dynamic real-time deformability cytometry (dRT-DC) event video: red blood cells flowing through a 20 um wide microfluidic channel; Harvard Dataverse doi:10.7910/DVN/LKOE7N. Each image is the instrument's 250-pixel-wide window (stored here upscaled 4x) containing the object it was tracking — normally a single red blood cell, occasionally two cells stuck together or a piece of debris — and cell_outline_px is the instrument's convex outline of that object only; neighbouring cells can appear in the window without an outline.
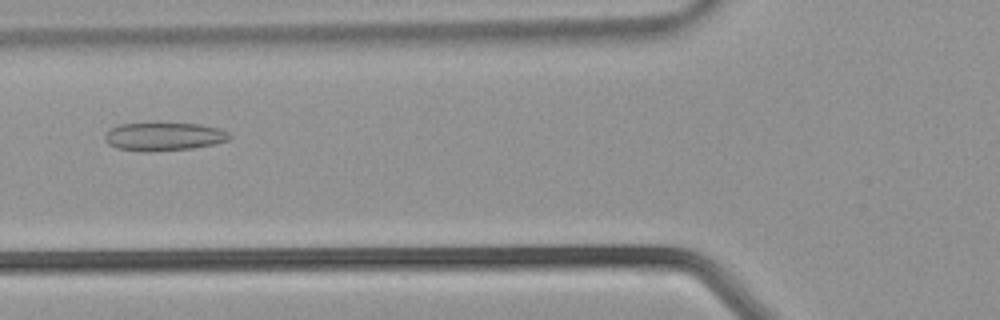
{"species": "common noctule bat (a hibernating species)", "species_latin": "Nyctalus noctula", "temperature_condition": "warm", "stored_images_in_passage": 28, "camera_frame_rate_fps": 3000, "um_per_image_px": 0.085, "animal": {"sex": "male", "body_mass_g": 21.5, "forearm_length_mm": 52.0}, "frame": {"image": 1, "passage_image": 5, "time_ms": 1.333, "image_size_px": [1000, 320], "cell_outline_px": [[232, 136], [228, 140], [212, 144], [192, 148], [148, 152], [116, 148], [108, 144], [104, 140], [104, 136], [108, 128], [120, 124], [200, 124], [220, 128], [228, 132]], "centroid_in_image_um": [13.9, 11.61], "position_along_channel_um": 111.9, "area_um2": 20.4}}
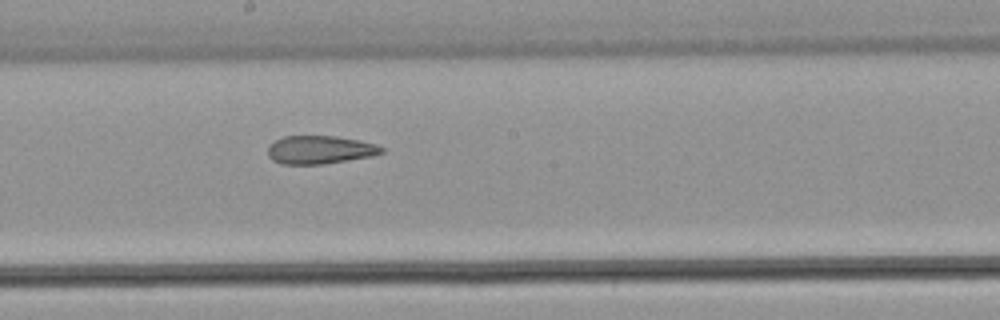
{"frame": {"image": 2, "passage_image": 11, "time_ms": 3.333, "image_size_px": [1000, 320], "cell_outline_px": [[384, 152], [372, 156], [324, 164], [280, 164], [272, 160], [268, 156], [268, 148], [276, 140], [284, 136], [336, 136], [376, 144], [384, 148]], "centroid_in_image_um": [27.19, 12.74], "position_along_channel_um": 221.0, "area_um2": 18.61}}
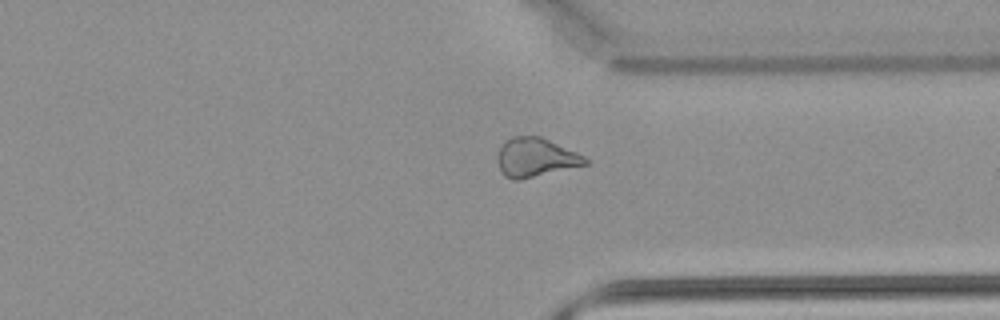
{"frame": {"image": 3, "passage_image": 19, "time_ms": 6.0, "image_size_px": [1000, 320], "cell_outline_px": [[592, 160], [588, 164], [520, 180], [512, 180], [504, 176], [500, 168], [500, 148], [512, 136], [540, 136], [576, 152]], "centroid_in_image_um": [45.59, 13.4], "position_along_channel_um": 365.8, "area_um2": 19.54}}